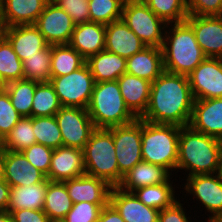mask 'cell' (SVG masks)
Returning a JSON list of instances; mask_svg holds the SVG:
<instances>
[{
  "mask_svg": "<svg viewBox=\"0 0 222 222\" xmlns=\"http://www.w3.org/2000/svg\"><path fill=\"white\" fill-rule=\"evenodd\" d=\"M193 104L188 76L164 71L151 83L149 103L140 119L156 124L187 126Z\"/></svg>",
  "mask_w": 222,
  "mask_h": 222,
  "instance_id": "cell-1",
  "label": "cell"
},
{
  "mask_svg": "<svg viewBox=\"0 0 222 222\" xmlns=\"http://www.w3.org/2000/svg\"><path fill=\"white\" fill-rule=\"evenodd\" d=\"M164 32L161 49L165 71L189 75L207 58L196 41L192 27L186 21L167 24Z\"/></svg>",
  "mask_w": 222,
  "mask_h": 222,
  "instance_id": "cell-2",
  "label": "cell"
},
{
  "mask_svg": "<svg viewBox=\"0 0 222 222\" xmlns=\"http://www.w3.org/2000/svg\"><path fill=\"white\" fill-rule=\"evenodd\" d=\"M220 140L194 130L180 127L177 169L189 171V176L215 174L218 170Z\"/></svg>",
  "mask_w": 222,
  "mask_h": 222,
  "instance_id": "cell-3",
  "label": "cell"
},
{
  "mask_svg": "<svg viewBox=\"0 0 222 222\" xmlns=\"http://www.w3.org/2000/svg\"><path fill=\"white\" fill-rule=\"evenodd\" d=\"M87 111L95 128L125 125L137 119L126 106L117 80L95 83Z\"/></svg>",
  "mask_w": 222,
  "mask_h": 222,
  "instance_id": "cell-4",
  "label": "cell"
},
{
  "mask_svg": "<svg viewBox=\"0 0 222 222\" xmlns=\"http://www.w3.org/2000/svg\"><path fill=\"white\" fill-rule=\"evenodd\" d=\"M180 126L142 120V160L176 171Z\"/></svg>",
  "mask_w": 222,
  "mask_h": 222,
  "instance_id": "cell-5",
  "label": "cell"
},
{
  "mask_svg": "<svg viewBox=\"0 0 222 222\" xmlns=\"http://www.w3.org/2000/svg\"><path fill=\"white\" fill-rule=\"evenodd\" d=\"M85 174L119 185V168L113 142V127L96 128L83 149Z\"/></svg>",
  "mask_w": 222,
  "mask_h": 222,
  "instance_id": "cell-6",
  "label": "cell"
},
{
  "mask_svg": "<svg viewBox=\"0 0 222 222\" xmlns=\"http://www.w3.org/2000/svg\"><path fill=\"white\" fill-rule=\"evenodd\" d=\"M122 19L146 47H162L167 24L143 1L125 0Z\"/></svg>",
  "mask_w": 222,
  "mask_h": 222,
  "instance_id": "cell-7",
  "label": "cell"
},
{
  "mask_svg": "<svg viewBox=\"0 0 222 222\" xmlns=\"http://www.w3.org/2000/svg\"><path fill=\"white\" fill-rule=\"evenodd\" d=\"M50 83L61 106L87 109L95 86V80L87 63L68 75L52 77Z\"/></svg>",
  "mask_w": 222,
  "mask_h": 222,
  "instance_id": "cell-8",
  "label": "cell"
},
{
  "mask_svg": "<svg viewBox=\"0 0 222 222\" xmlns=\"http://www.w3.org/2000/svg\"><path fill=\"white\" fill-rule=\"evenodd\" d=\"M142 119L119 126H113V142L119 168V184L123 176L142 161L141 152Z\"/></svg>",
  "mask_w": 222,
  "mask_h": 222,
  "instance_id": "cell-9",
  "label": "cell"
},
{
  "mask_svg": "<svg viewBox=\"0 0 222 222\" xmlns=\"http://www.w3.org/2000/svg\"><path fill=\"white\" fill-rule=\"evenodd\" d=\"M55 118L61 131L63 146L83 150L96 129L87 109L62 106Z\"/></svg>",
  "mask_w": 222,
  "mask_h": 222,
  "instance_id": "cell-10",
  "label": "cell"
},
{
  "mask_svg": "<svg viewBox=\"0 0 222 222\" xmlns=\"http://www.w3.org/2000/svg\"><path fill=\"white\" fill-rule=\"evenodd\" d=\"M186 181L185 192L198 199L212 214L209 222H217L222 217V176L218 173L194 175Z\"/></svg>",
  "mask_w": 222,
  "mask_h": 222,
  "instance_id": "cell-11",
  "label": "cell"
},
{
  "mask_svg": "<svg viewBox=\"0 0 222 222\" xmlns=\"http://www.w3.org/2000/svg\"><path fill=\"white\" fill-rule=\"evenodd\" d=\"M187 76L194 100L222 97V58H206Z\"/></svg>",
  "mask_w": 222,
  "mask_h": 222,
  "instance_id": "cell-12",
  "label": "cell"
},
{
  "mask_svg": "<svg viewBox=\"0 0 222 222\" xmlns=\"http://www.w3.org/2000/svg\"><path fill=\"white\" fill-rule=\"evenodd\" d=\"M34 25L49 45L69 44L75 27L71 17L53 2L46 4Z\"/></svg>",
  "mask_w": 222,
  "mask_h": 222,
  "instance_id": "cell-13",
  "label": "cell"
},
{
  "mask_svg": "<svg viewBox=\"0 0 222 222\" xmlns=\"http://www.w3.org/2000/svg\"><path fill=\"white\" fill-rule=\"evenodd\" d=\"M185 21L207 58H222V16L188 15Z\"/></svg>",
  "mask_w": 222,
  "mask_h": 222,
  "instance_id": "cell-14",
  "label": "cell"
},
{
  "mask_svg": "<svg viewBox=\"0 0 222 222\" xmlns=\"http://www.w3.org/2000/svg\"><path fill=\"white\" fill-rule=\"evenodd\" d=\"M109 203L125 222H158L159 210L146 206L133 192H127L118 186L111 188Z\"/></svg>",
  "mask_w": 222,
  "mask_h": 222,
  "instance_id": "cell-15",
  "label": "cell"
},
{
  "mask_svg": "<svg viewBox=\"0 0 222 222\" xmlns=\"http://www.w3.org/2000/svg\"><path fill=\"white\" fill-rule=\"evenodd\" d=\"M189 125L196 131L222 139V97L194 100Z\"/></svg>",
  "mask_w": 222,
  "mask_h": 222,
  "instance_id": "cell-16",
  "label": "cell"
},
{
  "mask_svg": "<svg viewBox=\"0 0 222 222\" xmlns=\"http://www.w3.org/2000/svg\"><path fill=\"white\" fill-rule=\"evenodd\" d=\"M85 174L83 150L60 146L53 150L48 179L63 182Z\"/></svg>",
  "mask_w": 222,
  "mask_h": 222,
  "instance_id": "cell-17",
  "label": "cell"
},
{
  "mask_svg": "<svg viewBox=\"0 0 222 222\" xmlns=\"http://www.w3.org/2000/svg\"><path fill=\"white\" fill-rule=\"evenodd\" d=\"M146 45L123 19L105 25V50L125 59L142 51Z\"/></svg>",
  "mask_w": 222,
  "mask_h": 222,
  "instance_id": "cell-18",
  "label": "cell"
},
{
  "mask_svg": "<svg viewBox=\"0 0 222 222\" xmlns=\"http://www.w3.org/2000/svg\"><path fill=\"white\" fill-rule=\"evenodd\" d=\"M74 203H109L111 186L103 179L87 174L63 181Z\"/></svg>",
  "mask_w": 222,
  "mask_h": 222,
  "instance_id": "cell-19",
  "label": "cell"
},
{
  "mask_svg": "<svg viewBox=\"0 0 222 222\" xmlns=\"http://www.w3.org/2000/svg\"><path fill=\"white\" fill-rule=\"evenodd\" d=\"M4 37L21 61L37 54L49 45L34 24L6 27Z\"/></svg>",
  "mask_w": 222,
  "mask_h": 222,
  "instance_id": "cell-20",
  "label": "cell"
},
{
  "mask_svg": "<svg viewBox=\"0 0 222 222\" xmlns=\"http://www.w3.org/2000/svg\"><path fill=\"white\" fill-rule=\"evenodd\" d=\"M46 178L21 152L5 150V181L10 187L33 185Z\"/></svg>",
  "mask_w": 222,
  "mask_h": 222,
  "instance_id": "cell-21",
  "label": "cell"
},
{
  "mask_svg": "<svg viewBox=\"0 0 222 222\" xmlns=\"http://www.w3.org/2000/svg\"><path fill=\"white\" fill-rule=\"evenodd\" d=\"M117 81L126 106L137 118H140L147 109L152 82L127 72Z\"/></svg>",
  "mask_w": 222,
  "mask_h": 222,
  "instance_id": "cell-22",
  "label": "cell"
},
{
  "mask_svg": "<svg viewBox=\"0 0 222 222\" xmlns=\"http://www.w3.org/2000/svg\"><path fill=\"white\" fill-rule=\"evenodd\" d=\"M69 45L87 60L105 50V25L90 21L75 25Z\"/></svg>",
  "mask_w": 222,
  "mask_h": 222,
  "instance_id": "cell-23",
  "label": "cell"
},
{
  "mask_svg": "<svg viewBox=\"0 0 222 222\" xmlns=\"http://www.w3.org/2000/svg\"><path fill=\"white\" fill-rule=\"evenodd\" d=\"M48 0H0L6 27L35 24Z\"/></svg>",
  "mask_w": 222,
  "mask_h": 222,
  "instance_id": "cell-24",
  "label": "cell"
},
{
  "mask_svg": "<svg viewBox=\"0 0 222 222\" xmlns=\"http://www.w3.org/2000/svg\"><path fill=\"white\" fill-rule=\"evenodd\" d=\"M173 175L163 166L141 161L123 176L119 188L133 192L134 190L166 182Z\"/></svg>",
  "mask_w": 222,
  "mask_h": 222,
  "instance_id": "cell-25",
  "label": "cell"
},
{
  "mask_svg": "<svg viewBox=\"0 0 222 222\" xmlns=\"http://www.w3.org/2000/svg\"><path fill=\"white\" fill-rule=\"evenodd\" d=\"M164 61L160 47H145L126 59V72L153 82L164 72Z\"/></svg>",
  "mask_w": 222,
  "mask_h": 222,
  "instance_id": "cell-26",
  "label": "cell"
},
{
  "mask_svg": "<svg viewBox=\"0 0 222 222\" xmlns=\"http://www.w3.org/2000/svg\"><path fill=\"white\" fill-rule=\"evenodd\" d=\"M49 179L42 182L10 187L7 211L19 209L43 210Z\"/></svg>",
  "mask_w": 222,
  "mask_h": 222,
  "instance_id": "cell-27",
  "label": "cell"
},
{
  "mask_svg": "<svg viewBox=\"0 0 222 222\" xmlns=\"http://www.w3.org/2000/svg\"><path fill=\"white\" fill-rule=\"evenodd\" d=\"M86 63L95 83L115 81L126 72V59L106 50L89 57Z\"/></svg>",
  "mask_w": 222,
  "mask_h": 222,
  "instance_id": "cell-28",
  "label": "cell"
},
{
  "mask_svg": "<svg viewBox=\"0 0 222 222\" xmlns=\"http://www.w3.org/2000/svg\"><path fill=\"white\" fill-rule=\"evenodd\" d=\"M73 202L63 182H48L43 211L51 222L62 221L71 210Z\"/></svg>",
  "mask_w": 222,
  "mask_h": 222,
  "instance_id": "cell-29",
  "label": "cell"
},
{
  "mask_svg": "<svg viewBox=\"0 0 222 222\" xmlns=\"http://www.w3.org/2000/svg\"><path fill=\"white\" fill-rule=\"evenodd\" d=\"M85 63L86 59L69 44L51 45V78L68 75Z\"/></svg>",
  "mask_w": 222,
  "mask_h": 222,
  "instance_id": "cell-30",
  "label": "cell"
},
{
  "mask_svg": "<svg viewBox=\"0 0 222 222\" xmlns=\"http://www.w3.org/2000/svg\"><path fill=\"white\" fill-rule=\"evenodd\" d=\"M169 178L166 182L141 187L133 191L134 195L146 206L153 207L157 210H163L172 206L176 201L174 187ZM171 182V183H170Z\"/></svg>",
  "mask_w": 222,
  "mask_h": 222,
  "instance_id": "cell-31",
  "label": "cell"
},
{
  "mask_svg": "<svg viewBox=\"0 0 222 222\" xmlns=\"http://www.w3.org/2000/svg\"><path fill=\"white\" fill-rule=\"evenodd\" d=\"M38 83L22 79L6 84L5 90L9 94L11 103L22 117H31L33 97Z\"/></svg>",
  "mask_w": 222,
  "mask_h": 222,
  "instance_id": "cell-32",
  "label": "cell"
},
{
  "mask_svg": "<svg viewBox=\"0 0 222 222\" xmlns=\"http://www.w3.org/2000/svg\"><path fill=\"white\" fill-rule=\"evenodd\" d=\"M61 107L55 89L50 82H41L36 85L31 117L55 116Z\"/></svg>",
  "mask_w": 222,
  "mask_h": 222,
  "instance_id": "cell-33",
  "label": "cell"
},
{
  "mask_svg": "<svg viewBox=\"0 0 222 222\" xmlns=\"http://www.w3.org/2000/svg\"><path fill=\"white\" fill-rule=\"evenodd\" d=\"M24 79L36 82H50L51 45L22 61Z\"/></svg>",
  "mask_w": 222,
  "mask_h": 222,
  "instance_id": "cell-34",
  "label": "cell"
},
{
  "mask_svg": "<svg viewBox=\"0 0 222 222\" xmlns=\"http://www.w3.org/2000/svg\"><path fill=\"white\" fill-rule=\"evenodd\" d=\"M33 132L32 117H22L3 139V148L21 152L37 143Z\"/></svg>",
  "mask_w": 222,
  "mask_h": 222,
  "instance_id": "cell-35",
  "label": "cell"
},
{
  "mask_svg": "<svg viewBox=\"0 0 222 222\" xmlns=\"http://www.w3.org/2000/svg\"><path fill=\"white\" fill-rule=\"evenodd\" d=\"M36 142L53 150L63 146L61 131L55 116L32 117Z\"/></svg>",
  "mask_w": 222,
  "mask_h": 222,
  "instance_id": "cell-36",
  "label": "cell"
},
{
  "mask_svg": "<svg viewBox=\"0 0 222 222\" xmlns=\"http://www.w3.org/2000/svg\"><path fill=\"white\" fill-rule=\"evenodd\" d=\"M0 76L5 84L24 79L22 61L5 37L0 39Z\"/></svg>",
  "mask_w": 222,
  "mask_h": 222,
  "instance_id": "cell-37",
  "label": "cell"
},
{
  "mask_svg": "<svg viewBox=\"0 0 222 222\" xmlns=\"http://www.w3.org/2000/svg\"><path fill=\"white\" fill-rule=\"evenodd\" d=\"M166 24L184 22L188 17L186 0L143 1Z\"/></svg>",
  "mask_w": 222,
  "mask_h": 222,
  "instance_id": "cell-38",
  "label": "cell"
},
{
  "mask_svg": "<svg viewBox=\"0 0 222 222\" xmlns=\"http://www.w3.org/2000/svg\"><path fill=\"white\" fill-rule=\"evenodd\" d=\"M125 0H88L90 22L108 25L122 19Z\"/></svg>",
  "mask_w": 222,
  "mask_h": 222,
  "instance_id": "cell-39",
  "label": "cell"
},
{
  "mask_svg": "<svg viewBox=\"0 0 222 222\" xmlns=\"http://www.w3.org/2000/svg\"><path fill=\"white\" fill-rule=\"evenodd\" d=\"M108 203H74L63 222H97L100 212Z\"/></svg>",
  "mask_w": 222,
  "mask_h": 222,
  "instance_id": "cell-40",
  "label": "cell"
},
{
  "mask_svg": "<svg viewBox=\"0 0 222 222\" xmlns=\"http://www.w3.org/2000/svg\"><path fill=\"white\" fill-rule=\"evenodd\" d=\"M22 116L11 103L6 90L0 91V136L2 139L11 131Z\"/></svg>",
  "mask_w": 222,
  "mask_h": 222,
  "instance_id": "cell-41",
  "label": "cell"
},
{
  "mask_svg": "<svg viewBox=\"0 0 222 222\" xmlns=\"http://www.w3.org/2000/svg\"><path fill=\"white\" fill-rule=\"evenodd\" d=\"M26 159L38 170L44 173L48 179V171L51 164L53 149L45 145L35 143L21 151Z\"/></svg>",
  "mask_w": 222,
  "mask_h": 222,
  "instance_id": "cell-42",
  "label": "cell"
},
{
  "mask_svg": "<svg viewBox=\"0 0 222 222\" xmlns=\"http://www.w3.org/2000/svg\"><path fill=\"white\" fill-rule=\"evenodd\" d=\"M55 3L71 17L75 25L90 21L88 0H57Z\"/></svg>",
  "mask_w": 222,
  "mask_h": 222,
  "instance_id": "cell-43",
  "label": "cell"
},
{
  "mask_svg": "<svg viewBox=\"0 0 222 222\" xmlns=\"http://www.w3.org/2000/svg\"><path fill=\"white\" fill-rule=\"evenodd\" d=\"M188 15L222 16V0H186Z\"/></svg>",
  "mask_w": 222,
  "mask_h": 222,
  "instance_id": "cell-44",
  "label": "cell"
},
{
  "mask_svg": "<svg viewBox=\"0 0 222 222\" xmlns=\"http://www.w3.org/2000/svg\"><path fill=\"white\" fill-rule=\"evenodd\" d=\"M182 205L178 199L172 206L160 210L158 222H191Z\"/></svg>",
  "mask_w": 222,
  "mask_h": 222,
  "instance_id": "cell-45",
  "label": "cell"
},
{
  "mask_svg": "<svg viewBox=\"0 0 222 222\" xmlns=\"http://www.w3.org/2000/svg\"><path fill=\"white\" fill-rule=\"evenodd\" d=\"M10 213L13 222H51L43 210L19 209Z\"/></svg>",
  "mask_w": 222,
  "mask_h": 222,
  "instance_id": "cell-46",
  "label": "cell"
},
{
  "mask_svg": "<svg viewBox=\"0 0 222 222\" xmlns=\"http://www.w3.org/2000/svg\"><path fill=\"white\" fill-rule=\"evenodd\" d=\"M97 222H125L118 211L108 203L102 208Z\"/></svg>",
  "mask_w": 222,
  "mask_h": 222,
  "instance_id": "cell-47",
  "label": "cell"
},
{
  "mask_svg": "<svg viewBox=\"0 0 222 222\" xmlns=\"http://www.w3.org/2000/svg\"><path fill=\"white\" fill-rule=\"evenodd\" d=\"M9 191L10 185L6 181H0V211H7Z\"/></svg>",
  "mask_w": 222,
  "mask_h": 222,
  "instance_id": "cell-48",
  "label": "cell"
},
{
  "mask_svg": "<svg viewBox=\"0 0 222 222\" xmlns=\"http://www.w3.org/2000/svg\"><path fill=\"white\" fill-rule=\"evenodd\" d=\"M0 181H5V149H0Z\"/></svg>",
  "mask_w": 222,
  "mask_h": 222,
  "instance_id": "cell-49",
  "label": "cell"
},
{
  "mask_svg": "<svg viewBox=\"0 0 222 222\" xmlns=\"http://www.w3.org/2000/svg\"><path fill=\"white\" fill-rule=\"evenodd\" d=\"M0 222H13L9 211H0Z\"/></svg>",
  "mask_w": 222,
  "mask_h": 222,
  "instance_id": "cell-50",
  "label": "cell"
},
{
  "mask_svg": "<svg viewBox=\"0 0 222 222\" xmlns=\"http://www.w3.org/2000/svg\"><path fill=\"white\" fill-rule=\"evenodd\" d=\"M5 30L6 26L3 20L2 8L0 4V39H2L5 36Z\"/></svg>",
  "mask_w": 222,
  "mask_h": 222,
  "instance_id": "cell-51",
  "label": "cell"
},
{
  "mask_svg": "<svg viewBox=\"0 0 222 222\" xmlns=\"http://www.w3.org/2000/svg\"><path fill=\"white\" fill-rule=\"evenodd\" d=\"M217 173L222 176V139L220 140L219 157H218V170Z\"/></svg>",
  "mask_w": 222,
  "mask_h": 222,
  "instance_id": "cell-52",
  "label": "cell"
},
{
  "mask_svg": "<svg viewBox=\"0 0 222 222\" xmlns=\"http://www.w3.org/2000/svg\"><path fill=\"white\" fill-rule=\"evenodd\" d=\"M6 84L4 83L3 79L0 76V91L5 90Z\"/></svg>",
  "mask_w": 222,
  "mask_h": 222,
  "instance_id": "cell-53",
  "label": "cell"
},
{
  "mask_svg": "<svg viewBox=\"0 0 222 222\" xmlns=\"http://www.w3.org/2000/svg\"><path fill=\"white\" fill-rule=\"evenodd\" d=\"M3 148V139L0 136V149Z\"/></svg>",
  "mask_w": 222,
  "mask_h": 222,
  "instance_id": "cell-54",
  "label": "cell"
},
{
  "mask_svg": "<svg viewBox=\"0 0 222 222\" xmlns=\"http://www.w3.org/2000/svg\"><path fill=\"white\" fill-rule=\"evenodd\" d=\"M57 0H48V2H53V3H55Z\"/></svg>",
  "mask_w": 222,
  "mask_h": 222,
  "instance_id": "cell-55",
  "label": "cell"
},
{
  "mask_svg": "<svg viewBox=\"0 0 222 222\" xmlns=\"http://www.w3.org/2000/svg\"><path fill=\"white\" fill-rule=\"evenodd\" d=\"M128 1H144V0H128Z\"/></svg>",
  "mask_w": 222,
  "mask_h": 222,
  "instance_id": "cell-56",
  "label": "cell"
}]
</instances>
